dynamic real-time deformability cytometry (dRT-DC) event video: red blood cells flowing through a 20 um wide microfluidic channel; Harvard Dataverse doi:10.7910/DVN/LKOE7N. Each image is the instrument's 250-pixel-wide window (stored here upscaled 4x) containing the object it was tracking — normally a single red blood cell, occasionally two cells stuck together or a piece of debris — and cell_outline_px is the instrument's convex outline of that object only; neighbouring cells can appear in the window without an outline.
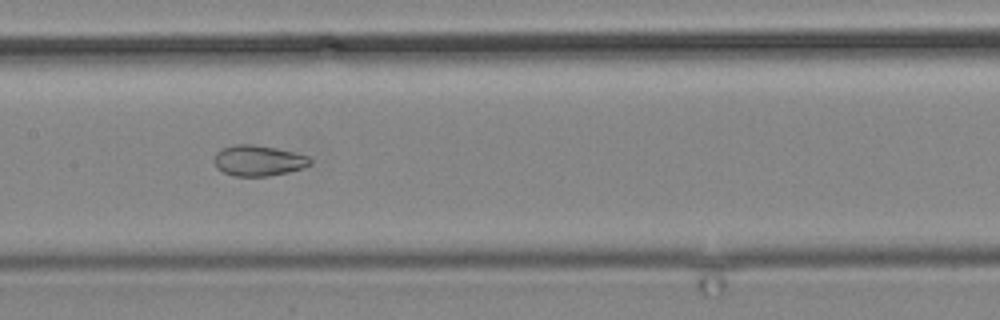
{"species": "common noctule bat (a hibernating species)", "species_latin": "Nyctalus noctula", "temperature_condition": "cold", "stored_images_in_passage": 14, "camera_frame_rate_fps": 3000, "um_per_image_px": 0.085, "animal": {"sex": "male", "body_mass_g": 19.2, "forearm_length_mm": 51.8}, "frame": {"image": 1, "passage_image": 12, "time_ms": 13.667, "image_size_px": [1000, 320], "cell_outline_px": [[312, 164], [304, 168], [288, 172], [268, 176], [232, 176], [216, 168], [212, 160], [212, 156], [220, 148], [236, 144], [252, 144], [276, 148], [308, 156], [312, 160]], "centroid_in_image_um": [21.91, 13.65], "position_along_channel_um": 185.5, "area_um2": 17.46}}